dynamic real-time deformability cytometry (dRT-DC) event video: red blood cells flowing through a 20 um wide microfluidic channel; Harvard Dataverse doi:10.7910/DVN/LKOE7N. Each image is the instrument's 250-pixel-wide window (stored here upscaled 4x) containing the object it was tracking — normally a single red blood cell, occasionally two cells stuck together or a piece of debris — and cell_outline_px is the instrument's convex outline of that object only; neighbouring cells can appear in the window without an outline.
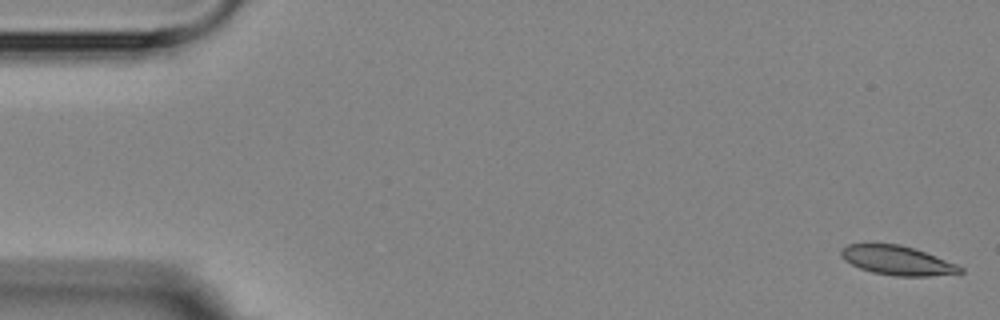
{"species": "Egyptian fruit bat (a non-hibernating species)", "species_latin": "Rousettus aegyptiacus", "temperature_condition": "room temperature", "stored_images_in_passage": 5, "camera_frame_rate_fps": 3000, "um_per_image_px": 0.085, "animal": {"sex": "female"}, "frame": {"image": 1, "passage_image": 1, "time_ms": 0.0, "image_size_px": [1000, 320], "cell_outline_px": [[964, 272], [928, 276], [896, 276], [872, 272], [860, 268], [844, 260], [840, 256], [840, 248], [848, 244], [900, 244], [924, 252], [956, 264], [964, 268]], "centroid_in_image_um": [76.23, 22.14], "position_along_channel_um": 8.8, "area_um2": 20.06}}
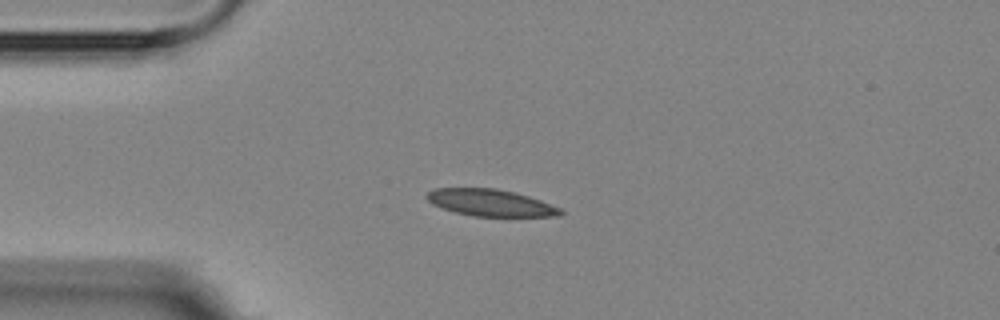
{"frame": {"image": 2, "passage_image": 4, "time_ms": 4.0, "image_size_px": [1000, 320], "cell_outline_px": [[564, 212], [560, 216], [472, 216], [456, 212], [432, 204], [424, 196], [428, 192], [436, 188], [496, 188], [528, 196], [540, 200], [560, 208]], "centroid_in_image_um": [41.68, 17.23], "position_along_channel_um": 43.3, "area_um2": 20.69}}